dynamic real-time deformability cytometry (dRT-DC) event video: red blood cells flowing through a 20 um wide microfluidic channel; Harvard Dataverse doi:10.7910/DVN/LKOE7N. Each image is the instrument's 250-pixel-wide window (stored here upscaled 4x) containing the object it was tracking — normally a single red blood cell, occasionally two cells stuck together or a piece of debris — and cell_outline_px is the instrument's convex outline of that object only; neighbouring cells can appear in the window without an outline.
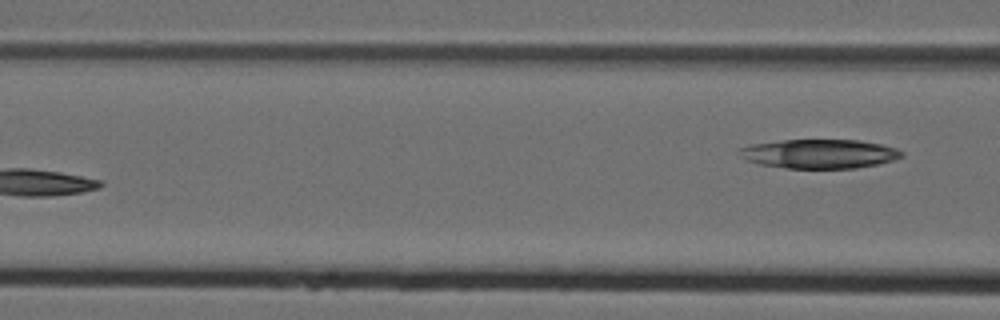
{"species": "Egyptian fruit bat (a non-hibernating species)", "species_latin": "Rousettus aegyptiacus", "temperature_condition": "cold", "stored_images_in_passage": 7, "camera_frame_rate_fps": 3000, "um_per_image_px": 0.085, "animal": {"sex": "female"}, "frame": {"image": 1, "passage_image": 7, "time_ms": 2.0, "image_size_px": [1000, 320], "cell_outline_px": [[904, 156], [880, 164], [856, 168], [784, 168], [760, 164], [744, 160], [736, 152], [740, 148], [752, 144], [784, 140], [860, 140], [880, 144], [896, 148], [904, 152]], "centroid_in_image_um": [69.64, 13.08], "position_along_channel_um": 97.0, "area_um2": 27.69}}